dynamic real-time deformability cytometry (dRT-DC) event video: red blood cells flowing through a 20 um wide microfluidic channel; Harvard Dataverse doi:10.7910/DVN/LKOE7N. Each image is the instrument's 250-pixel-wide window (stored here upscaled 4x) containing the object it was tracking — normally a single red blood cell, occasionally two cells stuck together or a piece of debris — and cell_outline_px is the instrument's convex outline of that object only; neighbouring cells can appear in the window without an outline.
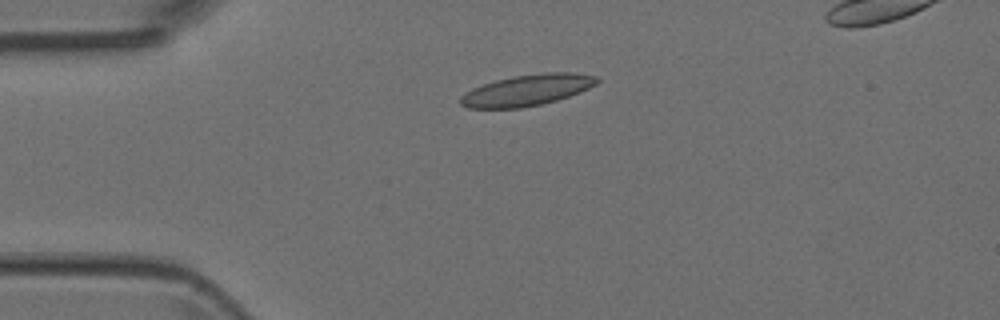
{"species": "Egyptian fruit bat (a non-hibernating species)", "species_latin": "Rousettus aegyptiacus", "temperature_condition": "room temperature", "stored_images_in_passage": 4, "camera_frame_rate_fps": 3000, "um_per_image_px": 0.085, "animal": {"sex": "female"}, "frame": {"image": 1, "passage_image": 4, "time_ms": 1.0, "image_size_px": [1000, 320], "cell_outline_px": [[600, 80], [596, 84], [580, 92], [556, 100], [524, 108], [468, 108], [460, 104], [460, 96], [464, 92], [472, 88], [496, 80], [512, 76], [544, 72], [572, 72], [596, 76]], "centroid_in_image_um": [44.78, 7.66], "position_along_channel_um": 40.2, "area_um2": 24.8}}